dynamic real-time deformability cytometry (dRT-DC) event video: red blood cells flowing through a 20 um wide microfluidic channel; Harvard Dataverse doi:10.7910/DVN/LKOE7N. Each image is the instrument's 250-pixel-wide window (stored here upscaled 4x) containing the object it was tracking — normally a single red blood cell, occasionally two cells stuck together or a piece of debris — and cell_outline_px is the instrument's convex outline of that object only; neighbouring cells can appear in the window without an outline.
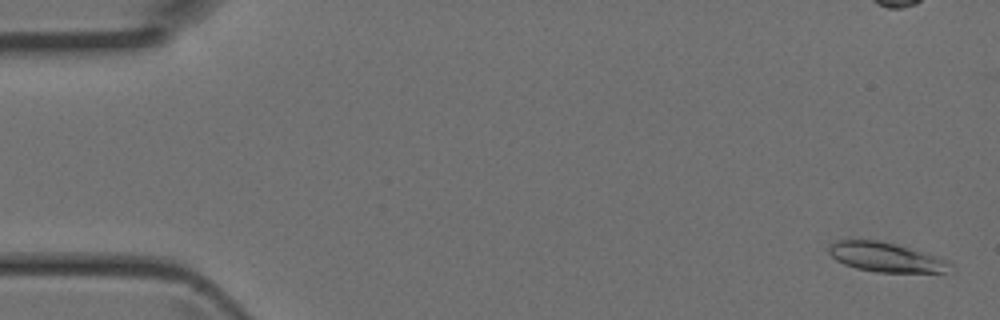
{"species": "Egyptian fruit bat (a non-hibernating species)", "species_latin": "Rousettus aegyptiacus", "temperature_condition": "room temperature", "stored_images_in_passage": 7, "camera_frame_rate_fps": 3000, "um_per_image_px": 0.085, "animal": {"sex": "female"}, "frame": {"image": 1, "passage_image": 1, "time_ms": 0.0, "image_size_px": [1000, 320], "cell_outline_px": [[956, 268], [944, 272], [876, 272], [856, 268], [844, 264], [836, 260], [828, 252], [828, 248], [836, 240], [876, 240], [896, 244], [928, 252], [948, 260]], "centroid_in_image_um": [75.37, 21.86], "position_along_channel_um": 9.6, "area_um2": 21.04}}
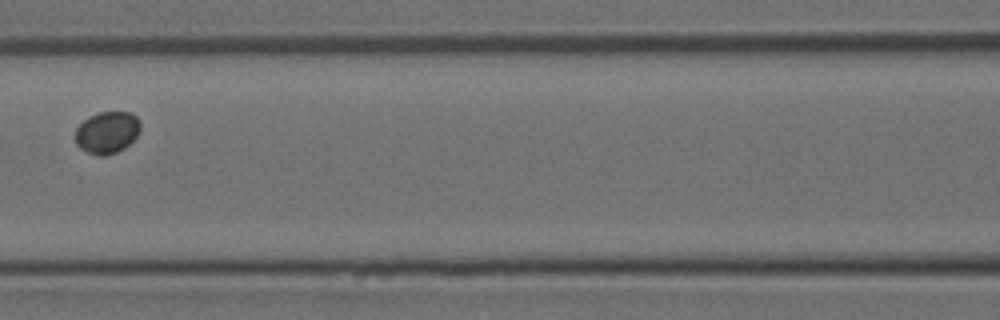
{"frame": {"image": 2, "passage_image": 6, "time_ms": 1.667, "image_size_px": [1000, 320], "cell_outline_px": [[140, 132], [124, 148], [116, 152], [104, 156], [96, 156], [80, 148], [76, 144], [76, 128], [88, 116], [100, 112], [132, 112], [140, 120]], "centroid_in_image_um": [9.11, 11.25], "position_along_channel_um": 157.5, "area_um2": 15.95}}
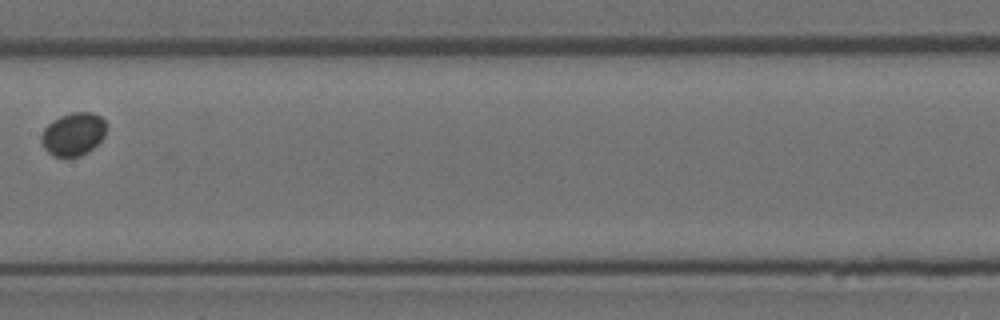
{"frame": {"image": 3, "passage_image": 7, "time_ms": 2.0, "image_size_px": [1000, 320], "cell_outline_px": [[104, 136], [92, 148], [80, 156], [56, 156], [48, 152], [44, 148], [40, 140], [40, 136], [44, 128], [52, 120], [60, 116], [72, 112], [92, 112], [100, 116], [104, 120]], "centroid_in_image_um": [6.19, 11.38], "position_along_channel_um": 201.2, "area_um2": 16.07}}